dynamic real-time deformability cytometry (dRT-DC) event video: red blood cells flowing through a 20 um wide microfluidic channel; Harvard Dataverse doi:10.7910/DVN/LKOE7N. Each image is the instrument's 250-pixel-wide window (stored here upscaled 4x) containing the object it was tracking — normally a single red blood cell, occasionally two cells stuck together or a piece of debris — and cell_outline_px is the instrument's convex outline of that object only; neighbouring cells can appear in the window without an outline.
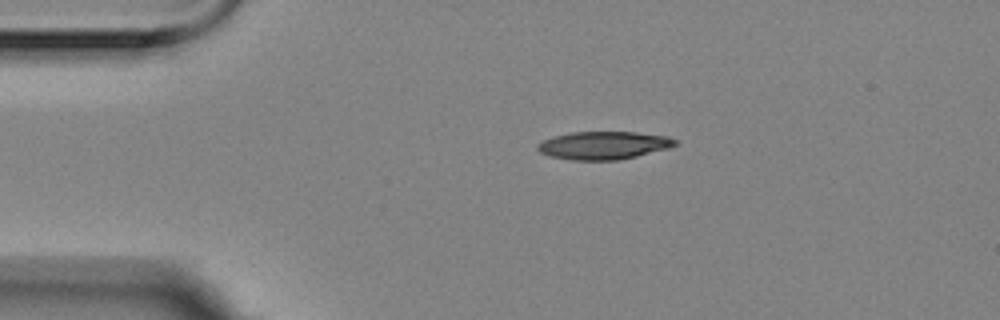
{"species": "Egyptian fruit bat (a non-hibernating species)", "species_latin": "Rousettus aegyptiacus", "temperature_condition": "room temperature", "stored_images_in_passage": 4, "camera_frame_rate_fps": 3000, "um_per_image_px": 0.085, "animal": {"sex": "female"}, "frame": {"image": 1, "passage_image": 4, "time_ms": 1.0, "image_size_px": [1000, 320], "cell_outline_px": [[676, 144], [668, 148], [620, 160], [572, 160], [548, 156], [540, 152], [536, 148], [536, 144], [544, 140], [556, 136], [572, 132], [636, 132], [668, 136], [676, 140]], "centroid_in_image_um": [51.28, 12.36], "position_along_channel_um": 33.7, "area_um2": 22.31}}